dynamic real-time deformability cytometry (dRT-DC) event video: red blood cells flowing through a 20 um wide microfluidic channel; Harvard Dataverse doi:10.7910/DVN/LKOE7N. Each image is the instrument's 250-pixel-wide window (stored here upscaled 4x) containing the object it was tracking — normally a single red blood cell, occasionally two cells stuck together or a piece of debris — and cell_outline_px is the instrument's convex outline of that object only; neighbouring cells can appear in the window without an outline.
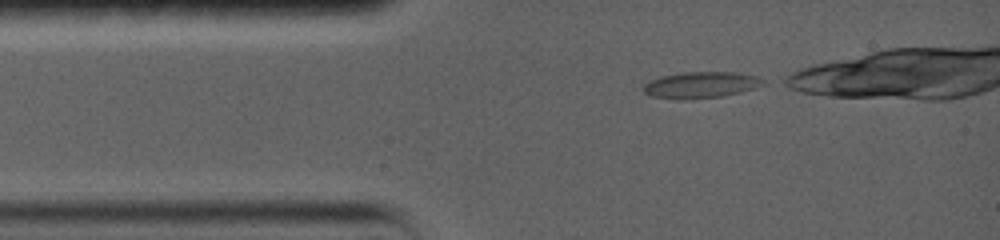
{"species": "common noctule bat (a hibernating species)", "species_latin": "Nyctalus noctula", "temperature_condition": "warm", "stored_images_in_passage": 10, "camera_frame_rate_fps": 5000, "um_per_image_px": 0.085, "animal": {"sex": "female", "body_mass_g": 19.0, "forearm_length_mm": 56.7}, "frame": {"image": 1, "passage_image": 1, "time_ms": 0.0, "image_size_px": [1000, 240], "cell_outline_px": [[764, 84], [740, 92], [724, 96], [680, 100], [652, 96], [644, 92], [644, 84], [648, 80], [660, 76], [684, 72], [736, 72], [756, 76], [764, 80]], "centroid_in_image_um": [59.53, 7.21], "position_along_channel_um": 25.5, "area_um2": 18.32}}
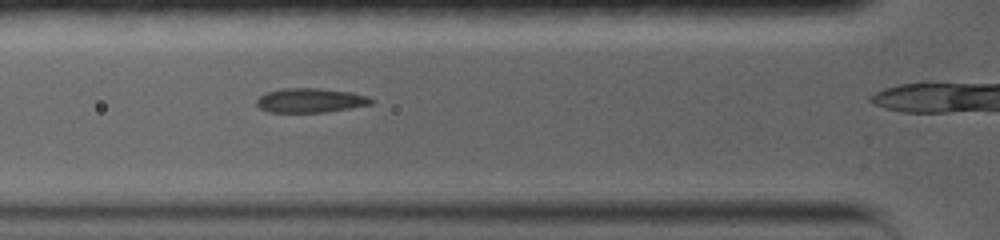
{"frame": {"image": 2, "passage_image": 6, "time_ms": 2.6, "image_size_px": [1000, 240], "cell_outline_px": [[372, 104], [324, 112], [268, 112], [260, 108], [256, 104], [256, 100], [260, 96], [268, 92], [280, 88], [320, 88], [352, 92], [368, 96], [372, 100]], "centroid_in_image_um": [26.36, 8.52], "position_along_channel_um": 99.4, "area_um2": 16.18}}
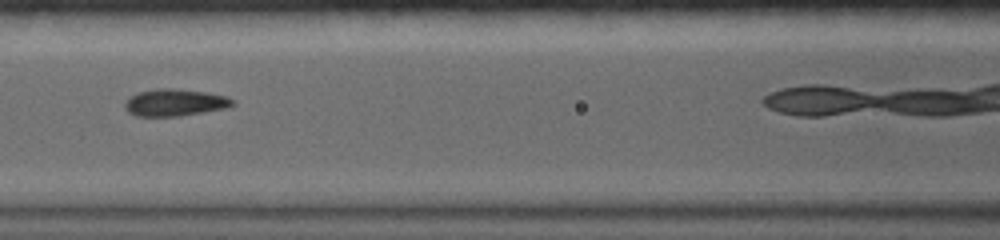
{"frame": {"image": 3, "passage_image": 9, "time_ms": 4.0, "image_size_px": [1000, 240], "cell_outline_px": [[236, 104], [228, 108], [176, 116], [136, 116], [128, 112], [124, 108], [124, 104], [132, 96], [140, 92], [156, 88], [168, 88], [204, 92], [224, 96], [232, 100]], "centroid_in_image_um": [14.85, 8.72], "position_along_channel_um": 151.7, "area_um2": 16.65}}